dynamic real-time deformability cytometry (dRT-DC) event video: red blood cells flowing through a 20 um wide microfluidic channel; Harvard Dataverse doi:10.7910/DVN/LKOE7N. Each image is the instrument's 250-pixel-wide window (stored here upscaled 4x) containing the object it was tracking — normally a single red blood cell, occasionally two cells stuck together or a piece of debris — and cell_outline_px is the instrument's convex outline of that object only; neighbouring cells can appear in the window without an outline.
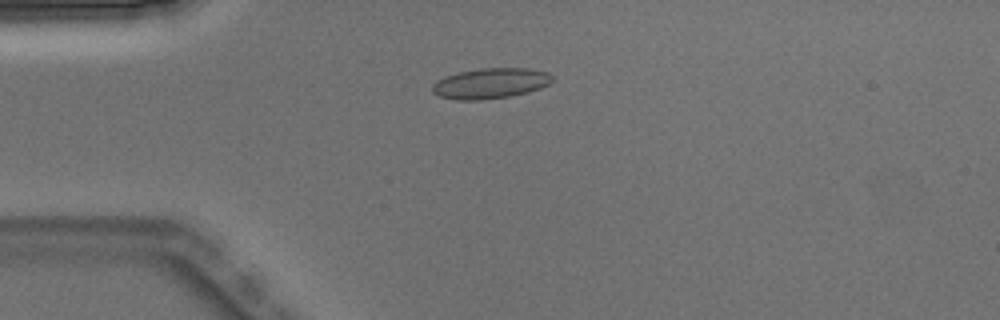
{"species": "Egyptian fruit bat (a non-hibernating species)", "species_latin": "Rousettus aegyptiacus", "temperature_condition": "warm", "stored_images_in_passage": 6, "camera_frame_rate_fps": 3000, "um_per_image_px": 0.085, "animal": {"sex": "male"}, "frame": {"image": 1, "passage_image": 4, "time_ms": 1.0, "image_size_px": [1000, 320], "cell_outline_px": [[552, 80], [548, 84], [540, 88], [528, 92], [508, 96], [480, 100], [456, 100], [440, 96], [432, 92], [432, 84], [444, 76], [460, 72], [480, 68], [528, 68], [548, 72], [552, 76]], "centroid_in_image_um": [41.67, 7.08], "position_along_channel_um": 43.3, "area_um2": 21.21}}